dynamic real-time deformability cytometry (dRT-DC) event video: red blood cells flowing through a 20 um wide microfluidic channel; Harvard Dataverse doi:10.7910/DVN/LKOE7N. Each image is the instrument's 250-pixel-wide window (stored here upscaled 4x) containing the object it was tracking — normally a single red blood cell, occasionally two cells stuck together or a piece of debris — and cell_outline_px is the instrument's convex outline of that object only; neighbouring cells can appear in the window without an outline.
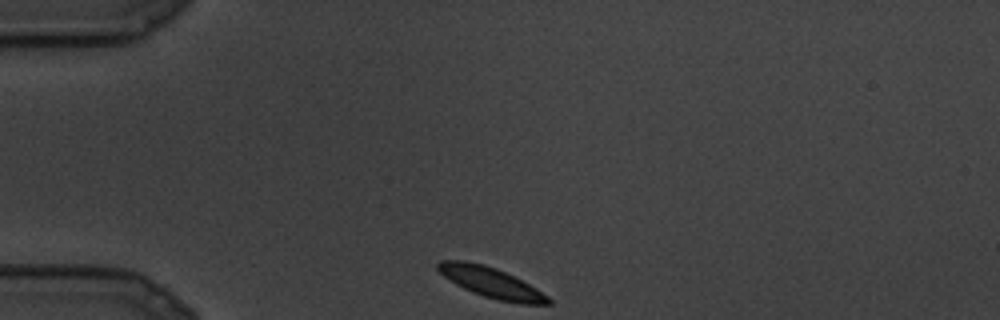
{"species": "common noctule bat (a hibernating species)", "species_latin": "Nyctalus noctula", "temperature_condition": "cold", "stored_images_in_passage": 10, "camera_frame_rate_fps": 3000, "um_per_image_px": 0.085, "animal": {"sex": "male", "body_mass_g": 19.5, "forearm_length_mm": 54.6}, "frame": {"image": 1, "passage_image": 1, "time_ms": 0.0, "image_size_px": [1000, 320], "cell_outline_px": [[552, 304], [520, 304], [496, 300], [472, 292], [456, 284], [444, 276], [436, 268], [436, 264], [440, 260], [464, 260], [484, 264], [496, 268], [536, 288], [548, 296], [552, 300]], "centroid_in_image_um": [41.74, 24.02], "position_along_channel_um": 43.3, "area_um2": 19.42}}
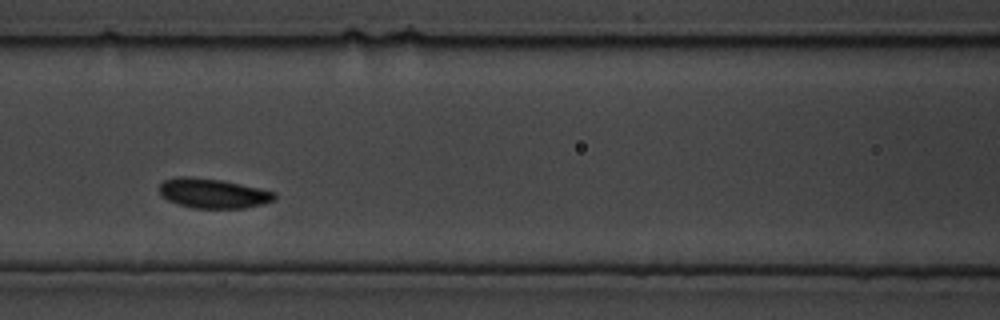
{"frame": {"image": 2, "passage_image": 7, "time_ms": 2.0, "image_size_px": [1000, 320], "cell_outline_px": [[276, 196], [272, 200], [264, 204], [244, 208], [192, 208], [168, 200], [160, 196], [160, 184], [164, 180], [176, 176], [188, 176], [220, 180], [260, 188], [276, 192]], "centroid_in_image_um": [18.09, 16.43], "position_along_channel_um": 148.5, "area_um2": 19.88}}
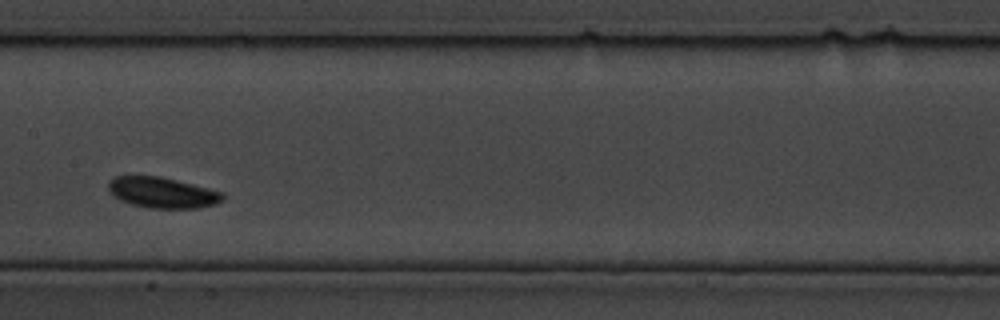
{"frame": {"image": 3, "passage_image": 9, "time_ms": 2.667, "image_size_px": [1000, 320], "cell_outline_px": [[224, 196], [216, 204], [196, 208], [152, 208], [132, 204], [120, 200], [108, 188], [108, 180], [116, 176], [160, 176], [176, 180], [220, 192]], "centroid_in_image_um": [13.75, 16.37], "position_along_channel_um": 193.6, "area_um2": 20.0}}